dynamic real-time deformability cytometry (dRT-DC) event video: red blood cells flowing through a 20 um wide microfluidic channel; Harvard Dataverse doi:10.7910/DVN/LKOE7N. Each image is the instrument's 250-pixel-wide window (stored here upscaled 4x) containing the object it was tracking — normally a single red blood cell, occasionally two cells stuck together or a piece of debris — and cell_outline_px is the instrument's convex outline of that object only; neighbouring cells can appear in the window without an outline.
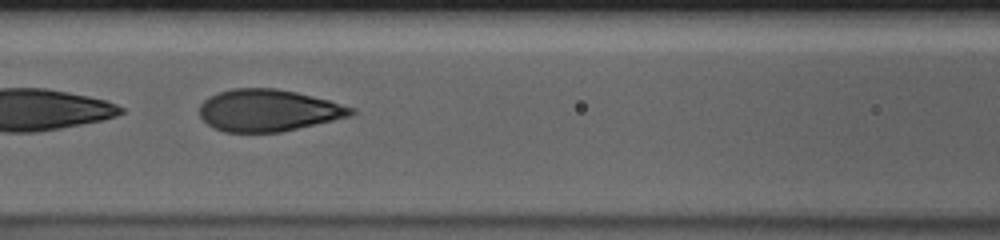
{"species": "human", "species_latin": "Homo sapiens", "temperature_condition": "cold", "stored_images_in_passage": 25, "camera_frame_rate_fps": 3000, "um_per_image_px": 0.085, "donor": {"sex": "male"}, "frame": {"image": 1, "passage_image": 8, "time_ms": 2.333, "image_size_px": [1000, 240], "cell_outline_px": [[356, 112], [348, 116], [316, 124], [280, 132], [224, 132], [212, 128], [200, 116], [200, 104], [204, 100], [220, 92], [232, 88], [276, 88], [296, 92], [328, 100], [356, 108]], "centroid_in_image_um": [22.79, 9.38], "position_along_channel_um": 143.8, "area_um2": 36.82}}